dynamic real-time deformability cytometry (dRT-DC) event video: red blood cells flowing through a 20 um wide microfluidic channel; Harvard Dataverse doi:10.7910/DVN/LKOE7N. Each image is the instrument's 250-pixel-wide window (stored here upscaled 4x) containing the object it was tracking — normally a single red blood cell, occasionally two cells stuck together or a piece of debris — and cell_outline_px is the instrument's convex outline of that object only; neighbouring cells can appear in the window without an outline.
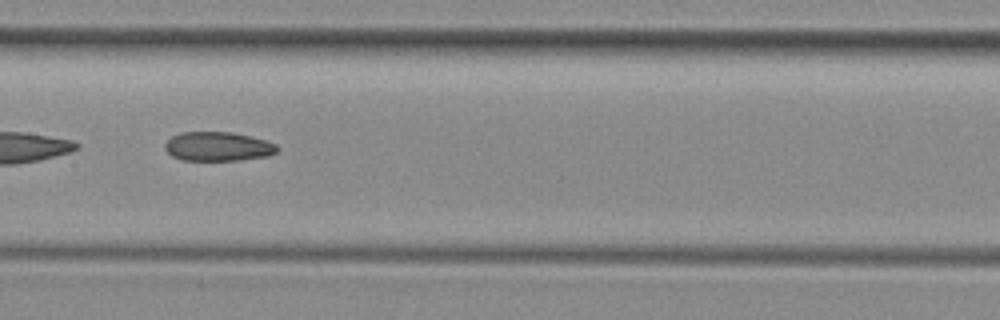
{"species": "common noctule bat (a hibernating species)", "species_latin": "Nyctalus noctula", "temperature_condition": "room temperature", "stored_images_in_passage": 24, "camera_frame_rate_fps": 3000, "um_per_image_px": 0.085, "animal": {"sex": "female", "body_mass_g": 29.2, "forearm_length_mm": 56.3}, "frame": {"image": 1, "passage_image": 21, "time_ms": 6.667, "image_size_px": [1000, 320], "cell_outline_px": [[280, 148], [276, 152], [268, 156], [240, 160], [180, 160], [172, 156], [164, 148], [164, 144], [172, 136], [180, 132], [232, 132], [252, 136], [276, 144]], "centroid_in_image_um": [18.53, 12.45], "position_along_channel_um": 188.9, "area_um2": 19.19}}